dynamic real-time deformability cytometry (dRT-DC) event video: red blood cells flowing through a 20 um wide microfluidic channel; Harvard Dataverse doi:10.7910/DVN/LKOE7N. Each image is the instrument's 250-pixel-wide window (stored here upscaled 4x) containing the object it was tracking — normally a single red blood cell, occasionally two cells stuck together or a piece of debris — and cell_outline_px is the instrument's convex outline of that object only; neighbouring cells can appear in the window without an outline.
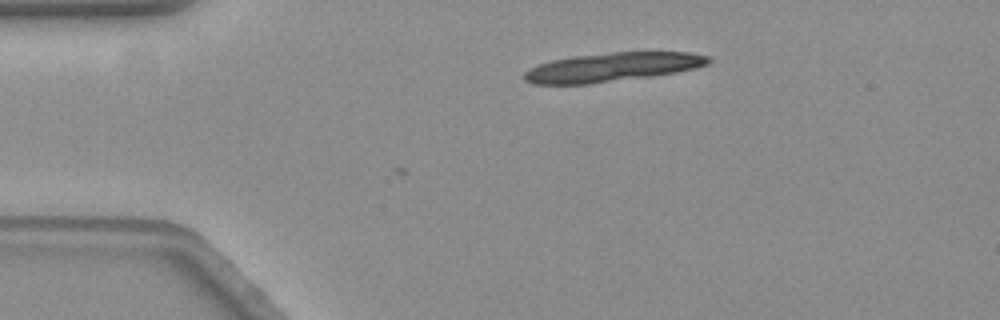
{"species": "common noctule bat (a hibernating species)", "species_latin": "Nyctalus noctula", "temperature_condition": "warm", "stored_images_in_passage": 6, "camera_frame_rate_fps": 3000, "um_per_image_px": 0.085, "animal": {"sex": "female", "body_mass_g": 19.3, "forearm_length_mm": 54.1}, "frame": {"image": 1, "passage_image": 1, "time_ms": 0.0, "image_size_px": [1000, 320], "cell_outline_px": [[712, 60], [708, 64], [696, 68], [676, 72], [648, 76], [588, 84], [532, 84], [524, 80], [524, 72], [528, 68], [552, 60], [572, 56], [612, 52], [688, 52], [708, 56]], "centroid_in_image_um": [52.02, 5.7], "position_along_channel_um": 33.0, "area_um2": 30.87}}